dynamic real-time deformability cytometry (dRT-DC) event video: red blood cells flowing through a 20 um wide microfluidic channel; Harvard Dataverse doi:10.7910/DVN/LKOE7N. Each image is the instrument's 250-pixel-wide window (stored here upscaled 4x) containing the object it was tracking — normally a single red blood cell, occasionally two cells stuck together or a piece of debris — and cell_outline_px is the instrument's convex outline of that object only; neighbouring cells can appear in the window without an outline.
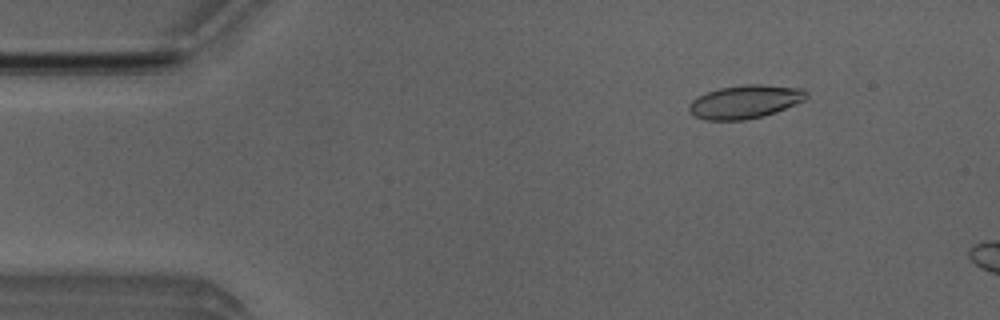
{"species": "Egyptian fruit bat (a non-hibernating species)", "species_latin": "Rousettus aegyptiacus", "temperature_condition": "room temperature", "stored_images_in_passage": 7, "camera_frame_rate_fps": 3000, "um_per_image_px": 0.085, "animal": {"sex": "male"}, "frame": {"image": 1, "passage_image": 2, "time_ms": 0.333, "image_size_px": [1000, 320], "cell_outline_px": [[808, 96], [804, 100], [764, 116], [744, 120], [704, 120], [688, 112], [688, 104], [692, 100], [708, 92], [720, 88], [748, 84], [760, 84], [804, 88], [808, 92]], "centroid_in_image_um": [63.33, 8.65], "position_along_channel_um": 21.7, "area_um2": 22.72}}